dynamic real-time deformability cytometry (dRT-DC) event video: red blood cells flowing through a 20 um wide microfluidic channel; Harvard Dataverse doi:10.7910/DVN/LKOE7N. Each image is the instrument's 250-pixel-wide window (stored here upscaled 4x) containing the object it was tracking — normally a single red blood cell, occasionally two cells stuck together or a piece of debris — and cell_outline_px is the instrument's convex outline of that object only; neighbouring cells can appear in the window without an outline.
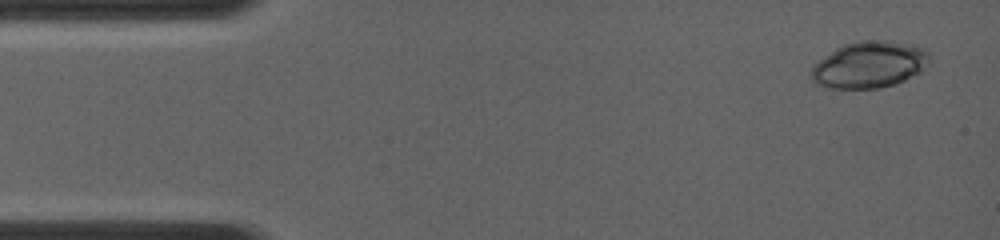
{"species": "common noctule bat (a hibernating species)", "species_latin": "Nyctalus noctula", "temperature_condition": "room temperature", "stored_images_in_passage": 8, "camera_frame_rate_fps": 4000, "um_per_image_px": 0.085, "animal": {"sex": "female", "body_mass_g": 19.0, "forearm_length_mm": 56.7}, "frame": {"image": 1, "passage_image": 1, "time_ms": 0.0, "image_size_px": [1000, 240], "cell_outline_px": [[928, 64], [920, 72], [896, 84], [880, 88], [824, 88], [816, 84], [808, 76], [812, 68], [824, 56], [836, 48], [844, 44], [860, 40], [892, 40], [916, 44], [924, 48], [928, 52]], "centroid_in_image_um": [73.89, 5.49], "position_along_channel_um": 11.1, "area_um2": 32.48}}
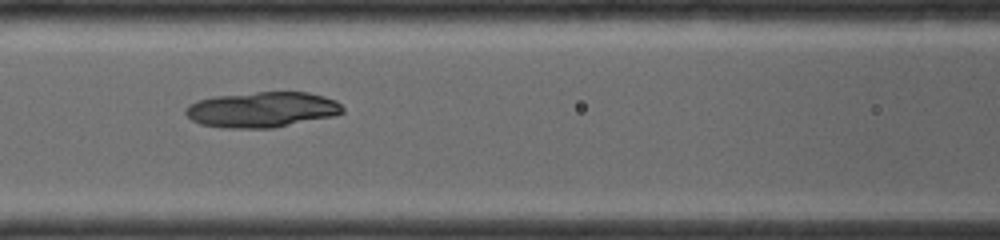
{"frame": {"image": 2, "passage_image": 7, "time_ms": 5.5, "image_size_px": [1000, 240], "cell_outline_px": [[344, 112], [332, 116], [272, 128], [224, 128], [200, 124], [192, 120], [184, 112], [184, 108], [188, 104], [196, 100], [212, 96], [256, 92], [308, 92], [324, 96], [336, 100], [344, 108]], "centroid_in_image_um": [22.23, 9.31], "position_along_channel_um": 144.4, "area_um2": 32.66}}
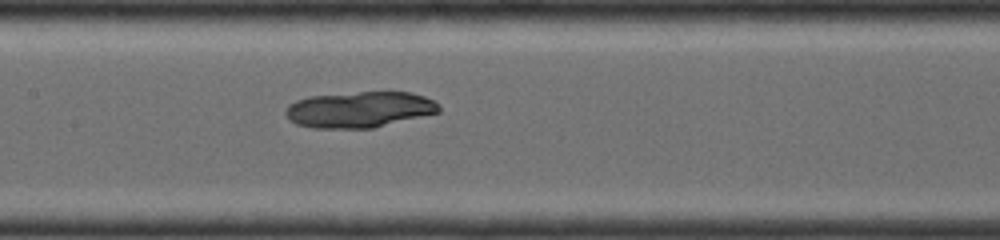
{"frame": {"image": 3, "passage_image": 8, "time_ms": 6.25, "image_size_px": [1000, 240], "cell_outline_px": [[440, 112], [372, 128], [312, 128], [296, 124], [284, 112], [288, 104], [296, 100], [308, 96], [360, 92], [412, 92], [424, 96], [440, 104]], "centroid_in_image_um": [30.56, 9.31], "position_along_channel_um": 176.8, "area_um2": 32.14}}